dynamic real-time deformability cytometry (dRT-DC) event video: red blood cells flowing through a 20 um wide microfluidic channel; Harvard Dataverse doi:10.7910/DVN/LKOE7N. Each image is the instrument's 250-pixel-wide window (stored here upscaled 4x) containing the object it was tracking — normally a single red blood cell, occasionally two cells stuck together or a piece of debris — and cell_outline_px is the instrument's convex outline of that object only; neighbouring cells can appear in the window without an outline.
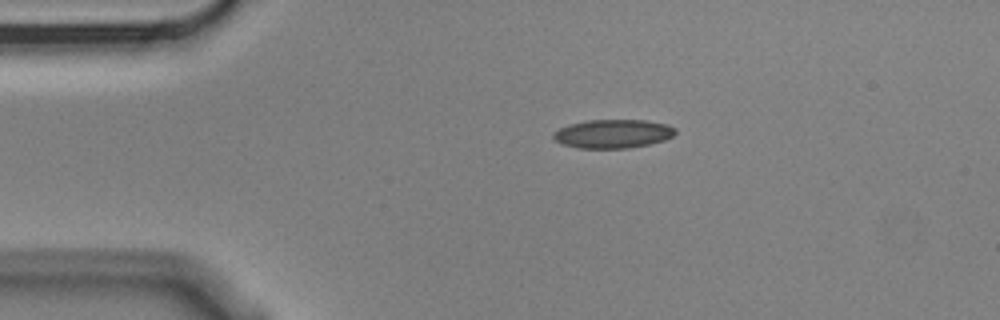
{"species": "Egyptian fruit bat (a non-hibernating species)", "species_latin": "Rousettus aegyptiacus", "temperature_condition": "cold", "stored_images_in_passage": 3, "camera_frame_rate_fps": 3000, "um_per_image_px": 0.085, "animal": {"sex": "male"}, "frame": {"image": 1, "passage_image": 1, "time_ms": 0.0, "image_size_px": [1000, 320], "cell_outline_px": [[676, 132], [672, 136], [664, 140], [648, 144], [628, 148], [576, 148], [564, 144], [556, 140], [552, 136], [552, 132], [568, 124], [588, 120], [648, 120], [668, 124], [676, 128]], "centroid_in_image_um": [52.1, 11.36], "position_along_channel_um": 32.9, "area_um2": 20.46}}
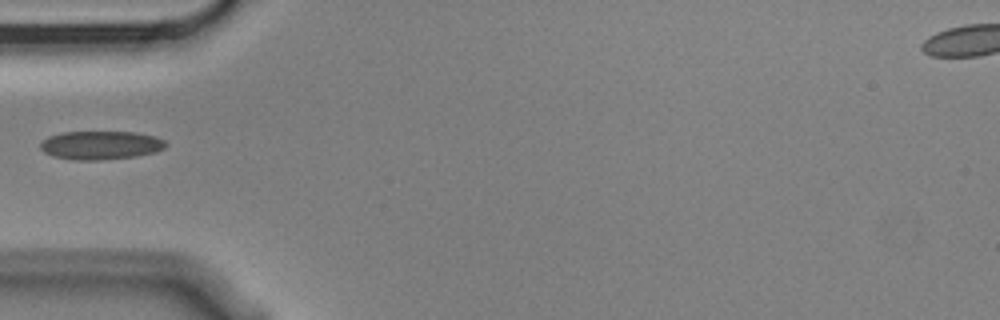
{"frame": {"image": 2, "passage_image": 3, "time_ms": 0.667, "image_size_px": [1000, 320], "cell_outline_px": [[168, 144], [164, 148], [156, 152], [136, 156], [100, 160], [72, 160], [52, 156], [44, 152], [40, 148], [40, 144], [48, 136], [64, 132], [136, 132], [152, 136], [164, 140]], "centroid_in_image_um": [8.55, 12.35], "position_along_channel_um": 76.5, "area_um2": 20.87}}